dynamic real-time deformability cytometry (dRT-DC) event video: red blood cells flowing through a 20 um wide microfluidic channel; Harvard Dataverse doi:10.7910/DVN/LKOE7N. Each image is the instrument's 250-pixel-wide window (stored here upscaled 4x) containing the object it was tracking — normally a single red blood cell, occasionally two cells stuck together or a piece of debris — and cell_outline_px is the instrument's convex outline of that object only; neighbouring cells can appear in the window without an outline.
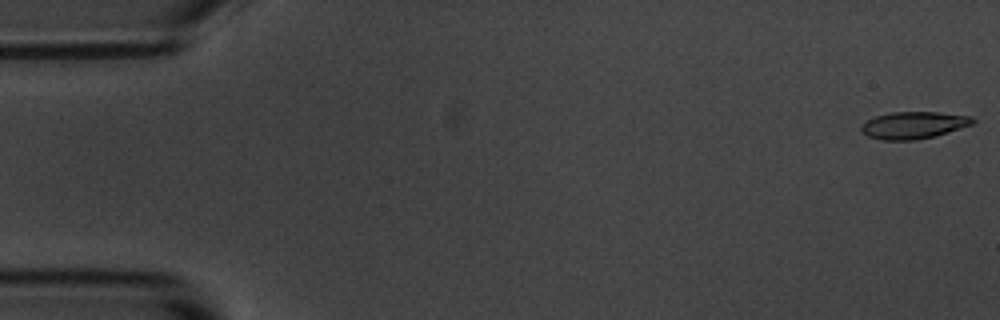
{"species": "common noctule bat (a hibernating species)", "species_latin": "Nyctalus noctula", "temperature_condition": "room temperature", "stored_images_in_passage": 15, "camera_frame_rate_fps": 3000, "um_per_image_px": 0.085, "animal": {"sex": "male", "body_mass_g": 20.1, "forearm_length_mm": 53.5}, "frame": {"image": 1, "passage_image": 1, "time_ms": 0.0, "image_size_px": [1000, 320], "cell_outline_px": [[976, 120], [972, 124], [936, 136], [916, 140], [880, 140], [868, 136], [860, 132], [860, 128], [868, 120], [876, 116], [892, 112], [940, 112], [972, 116]], "centroid_in_image_um": [77.66, 10.64], "position_along_channel_um": 7.3, "area_um2": 17.63}}
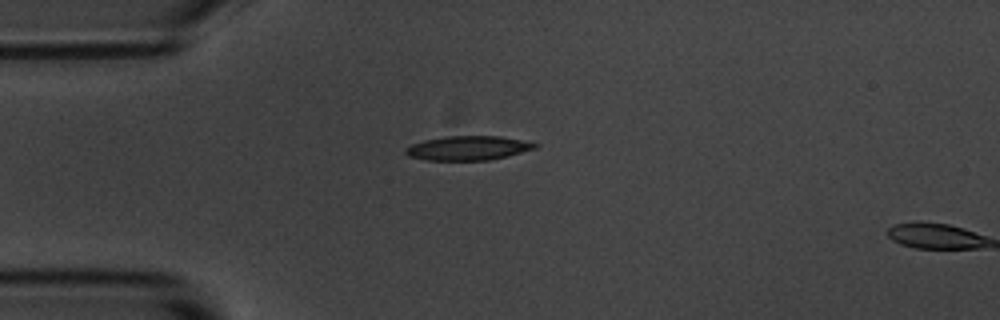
{"frame": {"image": 2, "passage_image": 14, "time_ms": 4.333, "image_size_px": [1000, 320], "cell_outline_px": [[540, 144], [536, 148], [508, 156], [488, 160], [428, 160], [408, 156], [404, 152], [404, 148], [412, 144], [424, 140], [444, 136], [500, 136], [524, 140]], "centroid_in_image_um": [39.79, 12.58], "position_along_channel_um": 45.2, "area_um2": 18.38}}